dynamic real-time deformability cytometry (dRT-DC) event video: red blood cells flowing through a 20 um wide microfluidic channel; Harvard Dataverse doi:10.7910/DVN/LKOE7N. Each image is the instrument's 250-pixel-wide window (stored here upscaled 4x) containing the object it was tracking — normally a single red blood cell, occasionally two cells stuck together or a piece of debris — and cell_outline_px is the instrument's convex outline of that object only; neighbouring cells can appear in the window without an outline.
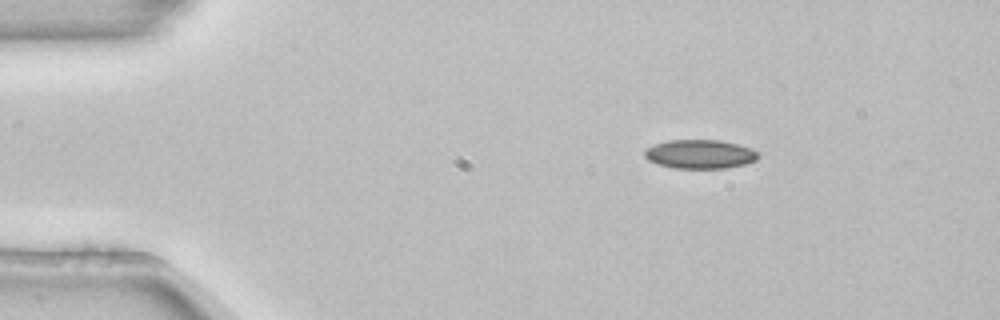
{"species": "common noctule bat (a hibernating species)", "species_latin": "Nyctalus noctula", "temperature_condition": "room temperature", "stored_images_in_passage": 4, "camera_frame_rate_fps": 3000, "um_per_image_px": 0.085, "animal": {"sex": "female", "body_mass_g": 22.7, "forearm_length_mm": 54.2}, "frame": {"image": 1, "passage_image": 1, "time_ms": 0.0, "image_size_px": [1000, 320], "cell_outline_px": [[760, 156], [756, 160], [744, 164], [724, 168], [676, 168], [656, 164], [648, 160], [644, 156], [644, 148], [668, 140], [720, 140], [752, 148]], "centroid_in_image_um": [59.47, 13.1], "position_along_channel_um": 25.5, "area_um2": 19.13}}
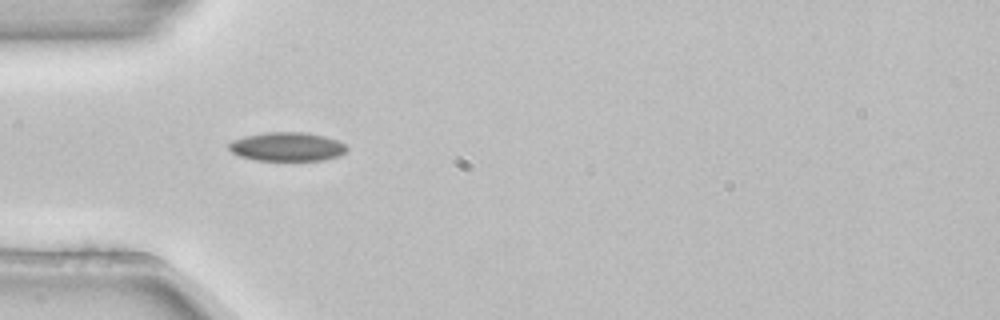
{"frame": {"image": 2, "passage_image": 3, "time_ms": 0.667, "image_size_px": [1000, 320], "cell_outline_px": [[348, 148], [340, 156], [324, 160], [256, 160], [240, 156], [232, 152], [228, 148], [228, 144], [232, 140], [244, 136], [264, 132], [304, 132], [324, 136], [336, 140], [344, 144]], "centroid_in_image_um": [24.38, 12.46], "position_along_channel_um": 60.6, "area_um2": 19.83}}